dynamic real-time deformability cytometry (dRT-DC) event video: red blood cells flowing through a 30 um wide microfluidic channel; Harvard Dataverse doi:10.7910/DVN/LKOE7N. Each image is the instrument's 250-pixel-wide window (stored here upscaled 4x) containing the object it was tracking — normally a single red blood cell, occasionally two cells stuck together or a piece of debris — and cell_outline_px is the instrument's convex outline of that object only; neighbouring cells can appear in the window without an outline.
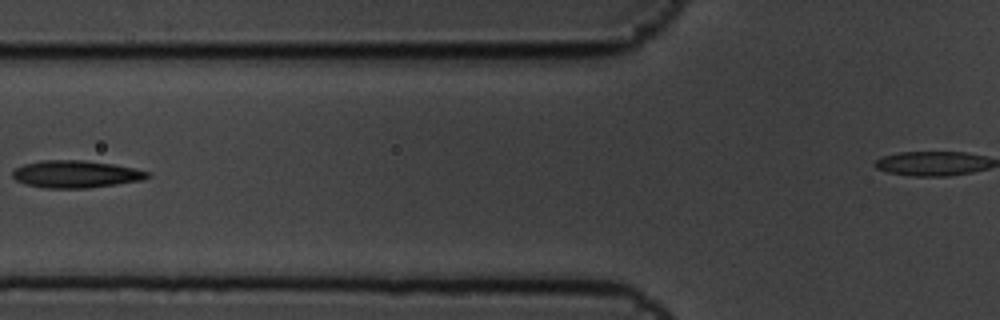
{"species": "common noctule bat (a hibernating species)", "species_latin": "Nyctalus noctula", "temperature_condition": "cold", "stored_images_in_passage": 8, "segment_of_instrument_passage": [1, 2], "camera_frame_rate_fps": 3000, "um_per_image_px": 0.085, "animal": {"sex": "male", "body_mass_g": 19.5, "forearm_length_mm": 54.6}, "frame": {"image": 1, "passage_image": 6, "time_ms": 1.667, "image_size_px": [1000, 320], "cell_outline_px": [[148, 176], [144, 180], [88, 188], [44, 188], [24, 184], [16, 180], [12, 176], [12, 172], [16, 168], [24, 164], [40, 160], [84, 160], [112, 164], [132, 168], [148, 172]], "centroid_in_image_um": [6.39, 14.8], "position_along_channel_um": 119.4, "area_um2": 21.39}}
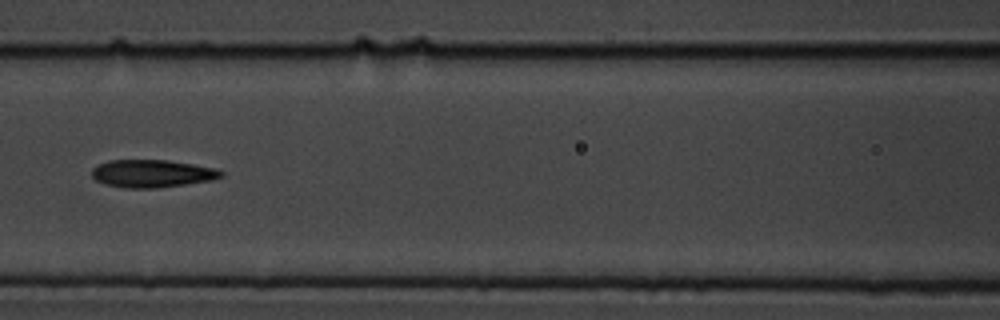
{"frame": {"image": 2, "passage_image": 7, "time_ms": 2.0, "image_size_px": [1000, 320], "cell_outline_px": [[224, 176], [212, 180], [156, 188], [124, 188], [104, 184], [96, 180], [92, 176], [92, 168], [108, 160], [168, 160], [216, 168], [224, 172]], "centroid_in_image_um": [12.93, 14.75], "position_along_channel_um": 153.7, "area_um2": 20.87}}